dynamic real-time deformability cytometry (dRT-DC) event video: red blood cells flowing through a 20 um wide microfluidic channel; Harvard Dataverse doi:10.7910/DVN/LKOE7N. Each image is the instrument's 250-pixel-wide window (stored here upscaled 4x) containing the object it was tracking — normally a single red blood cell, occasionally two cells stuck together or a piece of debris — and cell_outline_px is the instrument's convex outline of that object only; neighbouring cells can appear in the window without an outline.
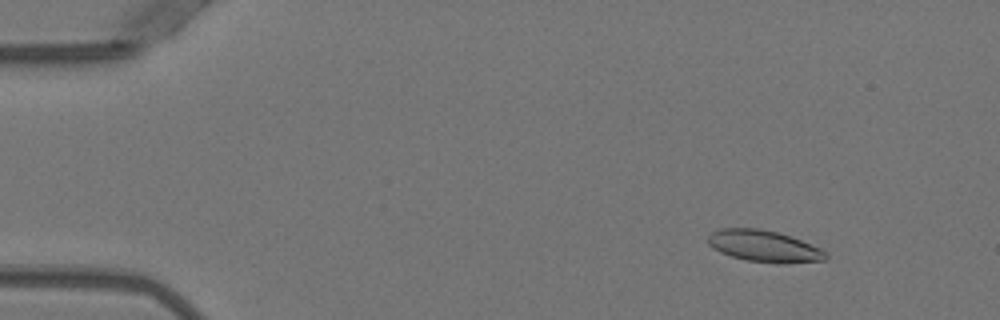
{"species": "Egyptian fruit bat (a non-hibernating species)", "species_latin": "Rousettus aegyptiacus", "temperature_condition": "warm", "stored_images_in_passage": 52, "camera_frame_rate_fps": 3000, "um_per_image_px": 0.085, "animal": {"sex": "female"}, "frame": {"image": 1, "passage_image": 7, "time_ms": 2.0, "image_size_px": [1000, 320], "cell_outline_px": [[828, 256], [824, 260], [748, 260], [732, 256], [720, 252], [712, 248], [708, 244], [708, 236], [712, 232], [720, 228], [760, 228], [792, 236], [820, 248], [828, 252]], "centroid_in_image_um": [64.86, 20.85], "position_along_channel_um": 20.1, "area_um2": 20.63}}
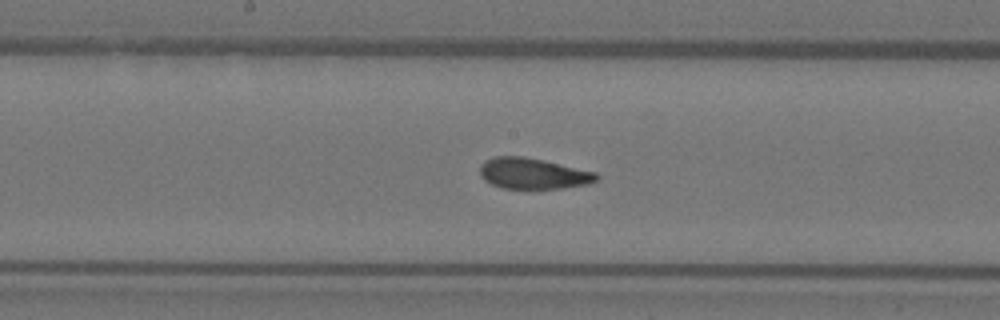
{"frame": {"image": 2, "passage_image": 28, "time_ms": 9.0, "image_size_px": [1000, 320], "cell_outline_px": [[600, 180], [588, 184], [560, 188], [500, 188], [484, 180], [480, 176], [480, 164], [484, 160], [496, 156], [524, 156], [544, 160], [596, 172], [600, 176]], "centroid_in_image_um": [45.31, 14.74], "position_along_channel_um": 202.9, "area_um2": 21.15}}
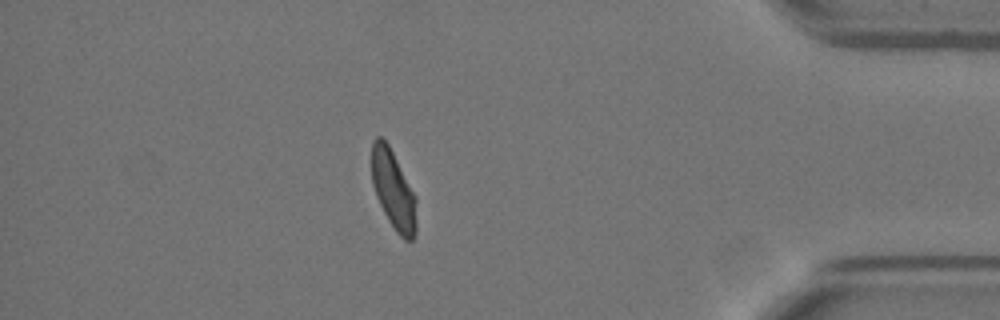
{"frame": {"image": 3, "passage_image": 46, "time_ms": 15.0, "image_size_px": [1000, 320], "cell_outline_px": [[416, 232], [412, 240], [404, 240], [396, 232], [388, 220], [376, 196], [372, 184], [372, 140], [376, 136], [380, 136], [388, 144], [416, 196]], "centroid_in_image_um": [33.43, 16.16], "position_along_channel_um": 401.8, "area_um2": 20.52}, "authors_computed_cell_mechanics": {"area_um2": 21.4149, "velocity_mm_per_s": 3.9735, "shape_relaxation_time_tau1_ms": 5.3695, "shape_relaxation_time_tau2_ms": 1.3371, "deformation_change_tau1": 0.1669, "deformation_change_tau2": 0.0671}}